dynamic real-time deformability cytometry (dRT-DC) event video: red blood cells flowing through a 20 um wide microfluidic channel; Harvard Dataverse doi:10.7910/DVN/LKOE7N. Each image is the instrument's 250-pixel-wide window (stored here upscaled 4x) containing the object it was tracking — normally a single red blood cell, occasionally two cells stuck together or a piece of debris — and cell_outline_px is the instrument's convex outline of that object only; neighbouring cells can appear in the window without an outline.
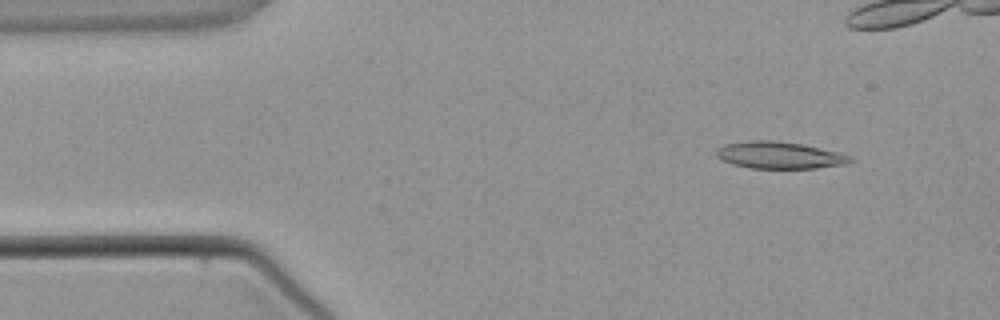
{"species": "common noctule bat (a hibernating species)", "species_latin": "Nyctalus noctula", "temperature_condition": "warm", "stored_images_in_passage": 7, "camera_frame_rate_fps": 3000, "um_per_image_px": 0.085, "animal": {"sex": "male", "body_mass_g": 21.5, "forearm_length_mm": 52.0}, "frame": {"image": 1, "passage_image": 2, "time_ms": 1.333, "image_size_px": [1000, 320], "cell_outline_px": [[856, 160], [844, 164], [816, 168], [748, 168], [732, 164], [716, 156], [716, 148], [724, 144], [744, 140], [772, 140], [800, 144], [836, 152], [852, 156]], "centroid_in_image_um": [66.21, 13.19], "position_along_channel_um": 18.8, "area_um2": 20.98}}
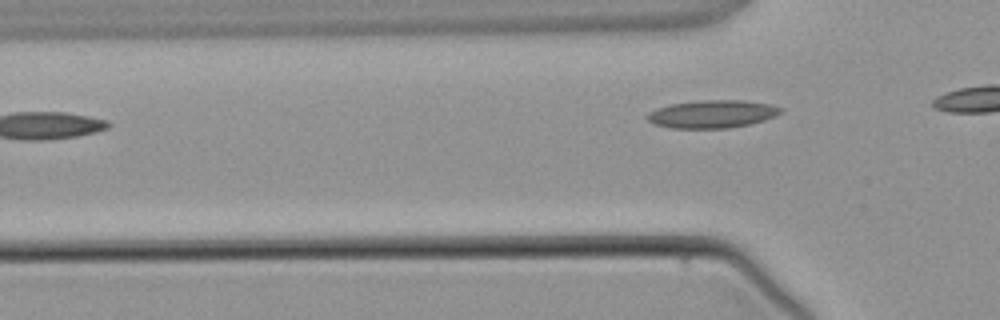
{"frame": {"image": 2, "passage_image": 6, "time_ms": 6.333, "image_size_px": [1000, 320], "cell_outline_px": [[784, 112], [776, 116], [752, 124], [728, 128], [672, 128], [656, 124], [648, 120], [644, 116], [648, 112], [656, 108], [672, 104], [700, 100], [744, 100], [772, 104], [784, 108]], "centroid_in_image_um": [60.6, 9.69], "position_along_channel_um": 65.2, "area_um2": 21.91}}